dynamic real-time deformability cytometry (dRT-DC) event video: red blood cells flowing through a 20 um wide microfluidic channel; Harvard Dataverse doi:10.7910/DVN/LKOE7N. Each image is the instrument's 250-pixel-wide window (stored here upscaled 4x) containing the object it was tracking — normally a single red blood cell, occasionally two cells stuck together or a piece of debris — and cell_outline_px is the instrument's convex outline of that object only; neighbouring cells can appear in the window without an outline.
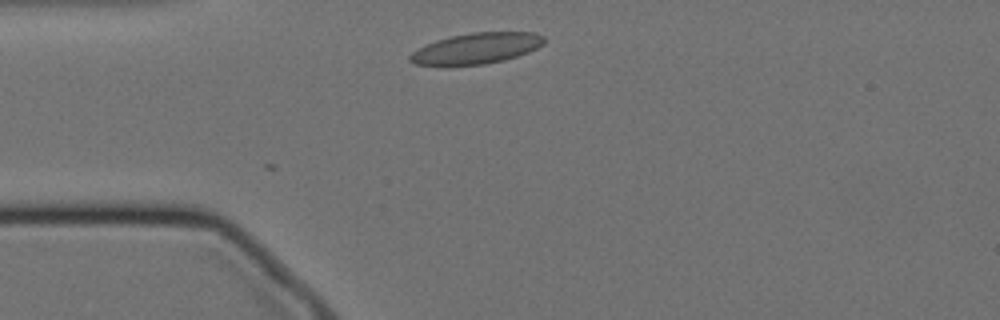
{"species": "Egyptian fruit bat (a non-hibernating species)", "species_latin": "Rousettus aegyptiacus", "temperature_condition": "cold", "stored_images_in_passage": 5, "camera_frame_rate_fps": 3000, "um_per_image_px": 0.085, "animal": {"sex": "female"}, "frame": {"image": 1, "passage_image": 1, "time_ms": 0.0, "image_size_px": [1000, 320], "cell_outline_px": [[544, 44], [528, 52], [504, 60], [484, 64], [416, 64], [408, 60], [408, 56], [412, 52], [436, 40], [452, 36], [472, 32], [536, 32], [544, 36]], "centroid_in_image_um": [40.54, 4.09], "position_along_channel_um": 44.5, "area_um2": 23.64}}
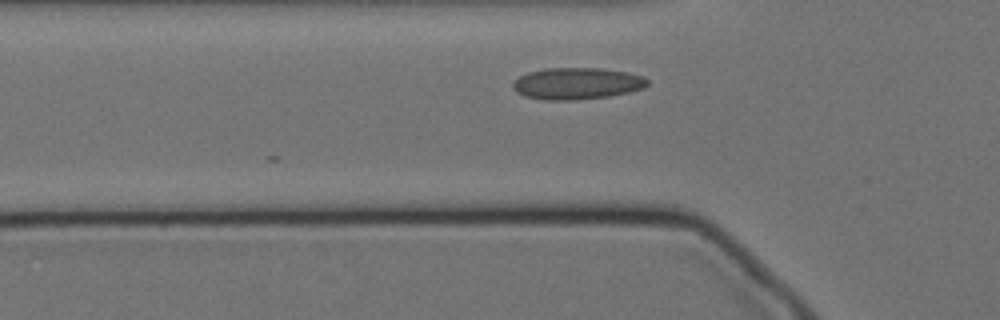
{"frame": {"image": 2, "passage_image": 5, "time_ms": 1.333, "image_size_px": [1000, 320], "cell_outline_px": [[648, 84], [644, 88], [628, 92], [608, 96], [572, 100], [544, 100], [524, 96], [516, 92], [512, 88], [512, 84], [520, 76], [528, 72], [544, 68], [600, 68], [628, 72], [644, 76], [648, 80]], "centroid_in_image_um": [49.03, 7.09], "position_along_channel_um": 76.8, "area_um2": 24.91}}